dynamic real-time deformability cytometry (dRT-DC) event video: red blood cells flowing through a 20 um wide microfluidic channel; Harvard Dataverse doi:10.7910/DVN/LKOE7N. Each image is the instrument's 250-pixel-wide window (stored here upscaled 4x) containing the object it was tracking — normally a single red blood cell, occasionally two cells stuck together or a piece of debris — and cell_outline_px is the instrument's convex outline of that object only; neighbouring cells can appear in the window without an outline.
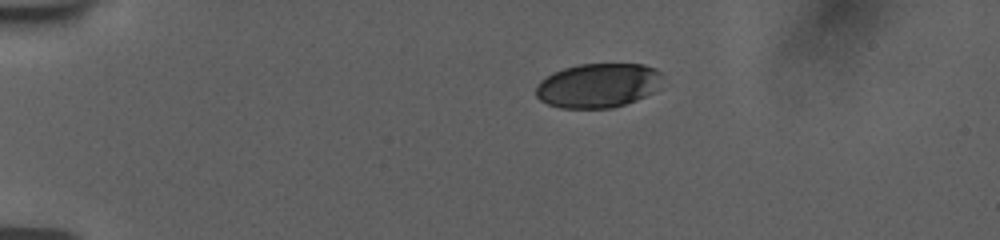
{"species": "human", "species_latin": "Homo sapiens", "temperature_condition": "room temperature", "stored_images_in_passage": 44, "camera_frame_rate_fps": 3000, "um_per_image_px": 0.085, "donor": {"sex": "female"}, "frame": {"image": 1, "passage_image": 1, "time_ms": 0.0, "image_size_px": [1000, 240], "cell_outline_px": [[660, 88], [636, 100], [612, 108], [560, 108], [548, 104], [540, 100], [536, 96], [536, 84], [540, 80], [552, 72], [564, 68], [580, 64], [644, 64], [656, 68], [660, 72]], "centroid_in_image_um": [50.81, 7.26], "position_along_channel_um": 34.2, "area_um2": 32.83}}
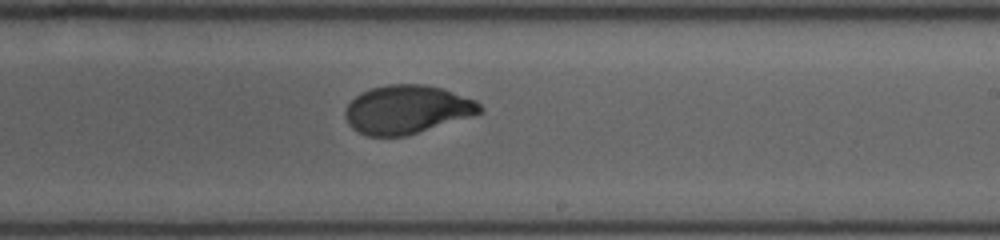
{"frame": {"image": 2, "passage_image": 24, "time_ms": 7.667, "image_size_px": [1000, 240], "cell_outline_px": [[484, 112], [408, 136], [368, 136], [356, 132], [348, 124], [344, 116], [344, 112], [348, 104], [360, 92], [372, 88], [388, 84], [424, 84], [444, 88], [476, 100], [484, 108]], "centroid_in_image_um": [34.6, 9.31], "position_along_channel_um": 254.4, "area_um2": 38.49}}
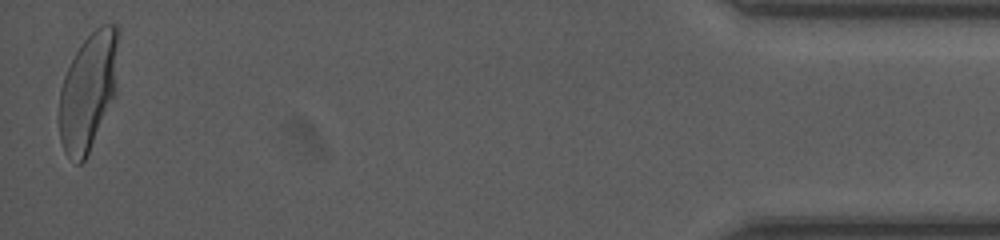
{"frame": {"image": 3, "passage_image": 44, "time_ms": 14.333, "image_size_px": [1000, 240], "cell_outline_px": [[120, 32], [116, 92], [88, 152], [84, 160], [80, 164], [76, 164], [64, 152], [60, 140], [60, 88], [64, 76], [80, 44], [100, 24], [116, 24], [120, 28]], "centroid_in_image_um": [7.53, 7.68], "position_along_channel_um": 427.7, "area_um2": 40.58}, "authors_computed_cell_mechanics": {"area_um2": 38.5526, "velocity_mm_per_s": 3.7605, "shape_relaxation_time_tau1_ms": 4.425, "shape_relaxation_time_tau2_ms": null, "deformation_change_tau1": 0.1763, "deformation_change_tau2": null}}